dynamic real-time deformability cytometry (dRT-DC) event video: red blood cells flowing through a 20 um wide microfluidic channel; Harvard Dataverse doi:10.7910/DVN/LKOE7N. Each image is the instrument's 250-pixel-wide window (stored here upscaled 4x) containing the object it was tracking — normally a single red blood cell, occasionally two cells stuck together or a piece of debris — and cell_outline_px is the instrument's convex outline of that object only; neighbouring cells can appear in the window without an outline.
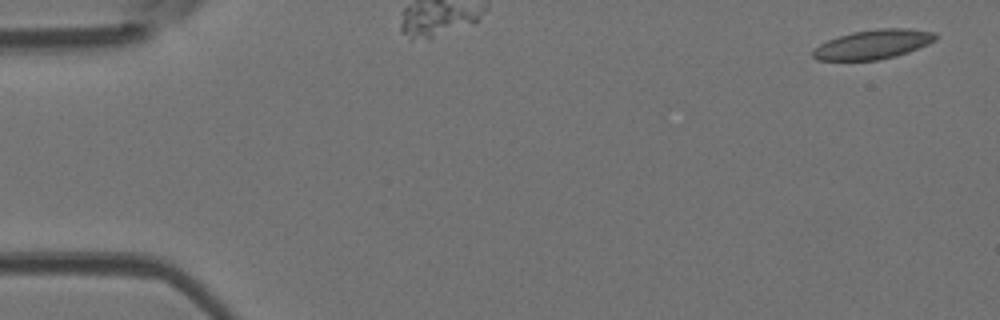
{"species": "Egyptian fruit bat (a non-hibernating species)", "species_latin": "Rousettus aegyptiacus", "temperature_condition": "room temperature", "stored_images_in_passage": 17, "camera_frame_rate_fps": 3000, "um_per_image_px": 0.085, "animal": {"sex": "female"}, "frame": {"image": 1, "passage_image": 1, "time_ms": 0.0, "image_size_px": [1000, 320], "cell_outline_px": [[940, 36], [936, 40], [928, 44], [908, 52], [896, 56], [876, 60], [816, 60], [812, 56], [812, 48], [828, 40], [852, 32], [880, 28], [908, 28], [936, 32]], "centroid_in_image_um": [74.24, 3.76], "position_along_channel_um": 10.8, "area_um2": 21.1}}
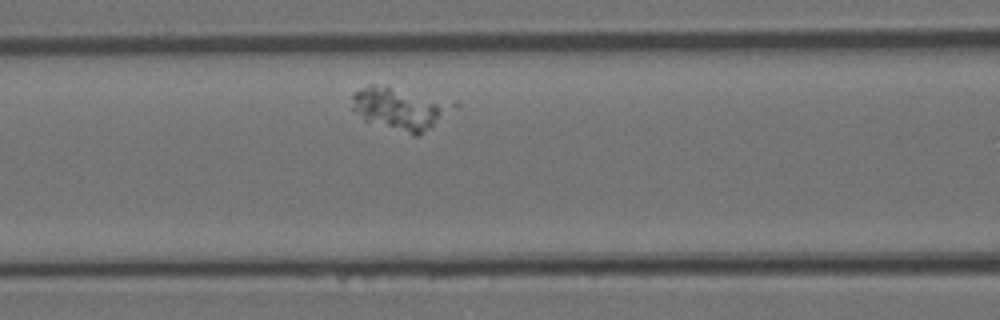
{"frame": {"image": 2, "passage_image": 10, "time_ms": 3.0, "image_size_px": [1000, 320], "cell_outline_px": [[460, 104], [428, 128], [416, 136], [412, 136], [364, 120], [352, 108], [352, 92], [368, 84], [388, 84]], "centroid_in_image_um": [33.95, 9.18], "position_along_channel_um": 132.6, "area_um2": 25.26}}
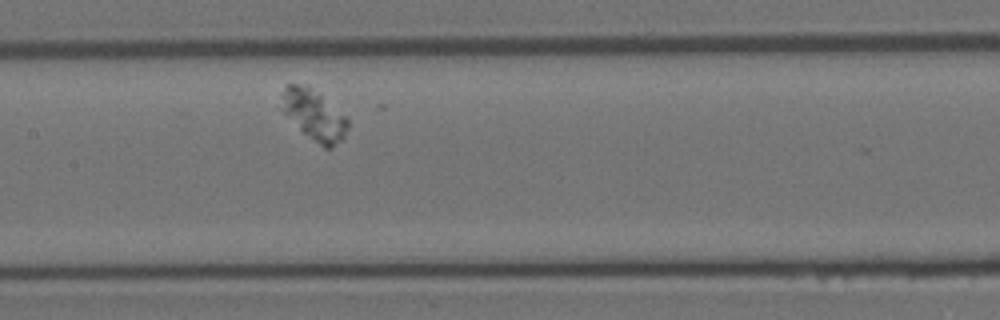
{"frame": {"image": 3, "passage_image": 14, "time_ms": 4.333, "image_size_px": [1000, 320], "cell_outline_px": [[348, 128], [344, 136], [332, 148], [324, 148], [304, 132], [284, 112], [284, 88], [288, 84], [308, 84], [344, 116], [348, 120]], "centroid_in_image_um": [26.74, 9.77], "position_along_channel_um": 180.7, "area_um2": 18.5}}